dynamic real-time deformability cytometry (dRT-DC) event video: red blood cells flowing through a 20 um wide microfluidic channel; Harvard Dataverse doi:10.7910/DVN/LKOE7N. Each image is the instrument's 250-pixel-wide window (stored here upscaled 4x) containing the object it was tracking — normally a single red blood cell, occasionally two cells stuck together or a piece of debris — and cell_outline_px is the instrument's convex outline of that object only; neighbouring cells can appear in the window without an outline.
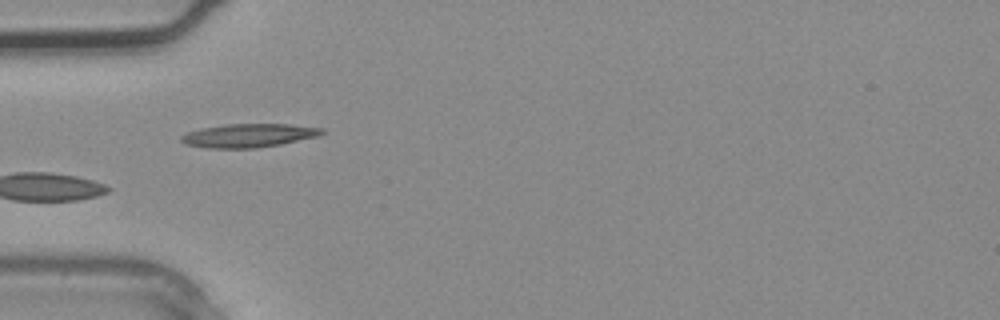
{"species": "common noctule bat (a hibernating species)", "species_latin": "Nyctalus noctula", "temperature_condition": "warm", "stored_images_in_passage": 3, "camera_frame_rate_fps": 3000, "um_per_image_px": 0.085, "animal": {"sex": "male", "body_mass_g": 20.4}, "frame": {"image": 1, "passage_image": 3, "time_ms": 0.667, "image_size_px": [1000, 320], "cell_outline_px": [[324, 132], [320, 136], [280, 144], [256, 148], [208, 148], [188, 144], [180, 140], [180, 136], [188, 132], [200, 128], [228, 124], [288, 124], [324, 128]], "centroid_in_image_um": [21.17, 11.51], "position_along_channel_um": 63.8, "area_um2": 19.25}}